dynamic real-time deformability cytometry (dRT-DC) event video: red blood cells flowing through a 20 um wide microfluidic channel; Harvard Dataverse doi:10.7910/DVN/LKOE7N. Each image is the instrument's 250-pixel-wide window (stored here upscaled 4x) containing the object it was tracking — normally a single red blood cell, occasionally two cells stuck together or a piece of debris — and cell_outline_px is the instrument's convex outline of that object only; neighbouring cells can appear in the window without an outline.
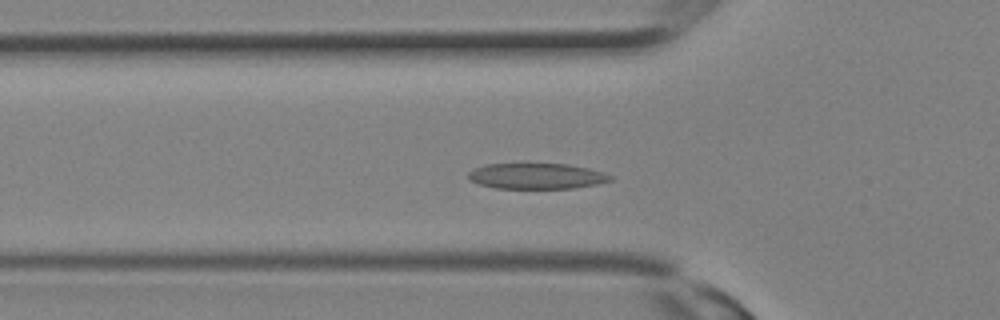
{"species": "Egyptian fruit bat (a non-hibernating species)", "species_latin": "Rousettus aegyptiacus", "temperature_condition": "room temperature", "stored_images_in_passage": 18, "camera_frame_rate_fps": 3000, "um_per_image_px": 0.085, "animal": {"sex": "female"}, "frame": {"image": 1, "passage_image": 8, "time_ms": 2.333, "image_size_px": [1000, 320], "cell_outline_px": [[612, 180], [596, 184], [572, 188], [496, 188], [480, 184], [468, 180], [468, 172], [472, 168], [488, 164], [568, 164], [588, 168], [604, 172], [612, 176]], "centroid_in_image_um": [45.59, 14.96], "position_along_channel_um": 80.2, "area_um2": 21.21}}
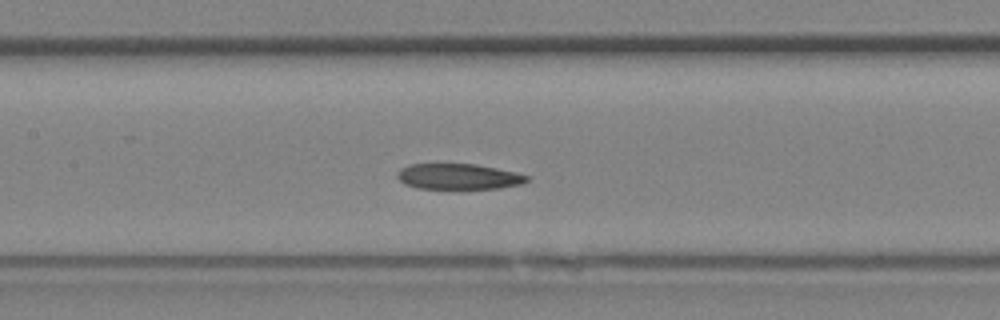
{"frame": {"image": 2, "passage_image": 12, "time_ms": 3.667, "image_size_px": [1000, 320], "cell_outline_px": [[528, 180], [520, 184], [496, 188], [416, 188], [404, 184], [396, 176], [396, 172], [400, 168], [408, 164], [476, 164], [516, 172], [528, 176]], "centroid_in_image_um": [38.91, 14.99], "position_along_channel_um": 168.5, "area_um2": 19.25}}
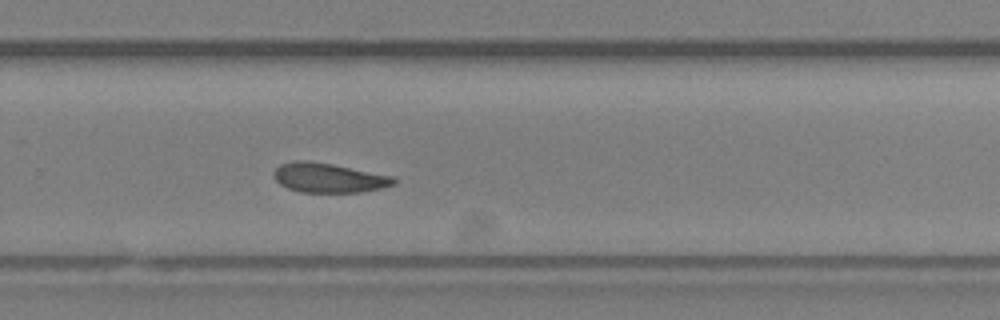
{"frame": {"image": 3, "passage_image": 18, "time_ms": 5.667, "image_size_px": [1000, 320], "cell_outline_px": [[396, 184], [380, 188], [360, 192], [300, 192], [288, 188], [280, 184], [272, 176], [276, 168], [280, 164], [296, 160], [304, 160], [332, 164], [392, 176], [396, 180]], "centroid_in_image_um": [27.91, 15.11], "position_along_channel_um": 301.9, "area_um2": 20.46}}